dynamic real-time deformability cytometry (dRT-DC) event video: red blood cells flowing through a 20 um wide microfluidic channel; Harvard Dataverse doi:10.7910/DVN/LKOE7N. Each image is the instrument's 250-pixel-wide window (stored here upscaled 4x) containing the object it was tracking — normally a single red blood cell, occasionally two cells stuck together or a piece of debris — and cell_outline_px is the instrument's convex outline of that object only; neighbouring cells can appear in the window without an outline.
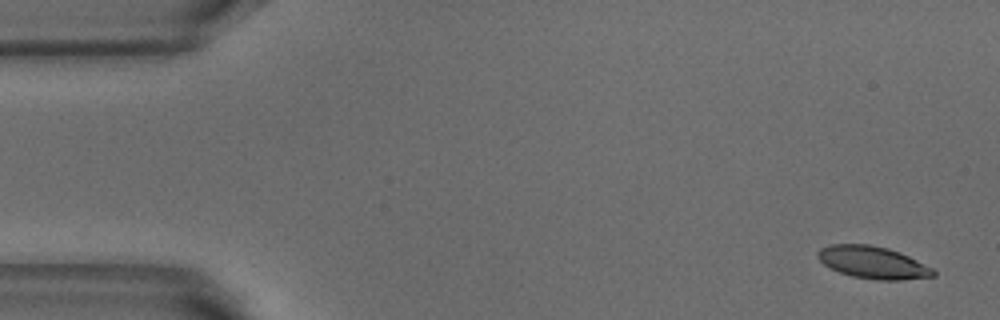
{"species": "common noctule bat (a hibernating species)", "species_latin": "Nyctalus noctula", "temperature_condition": "warm", "stored_images_in_passage": 4, "camera_frame_rate_fps": 3000, "um_per_image_px": 0.085, "animal": {"sex": "male", "body_mass_g": 18.8}, "frame": {"image": 1, "passage_image": 1, "time_ms": 0.0, "image_size_px": [1000, 320], "cell_outline_px": [[936, 276], [900, 280], [876, 280], [852, 276], [840, 272], [824, 264], [816, 256], [816, 252], [820, 248], [832, 244], [868, 244], [888, 248], [900, 252], [932, 268], [936, 272]], "centroid_in_image_um": [74.19, 22.3], "position_along_channel_um": 10.8, "area_um2": 21.68}}